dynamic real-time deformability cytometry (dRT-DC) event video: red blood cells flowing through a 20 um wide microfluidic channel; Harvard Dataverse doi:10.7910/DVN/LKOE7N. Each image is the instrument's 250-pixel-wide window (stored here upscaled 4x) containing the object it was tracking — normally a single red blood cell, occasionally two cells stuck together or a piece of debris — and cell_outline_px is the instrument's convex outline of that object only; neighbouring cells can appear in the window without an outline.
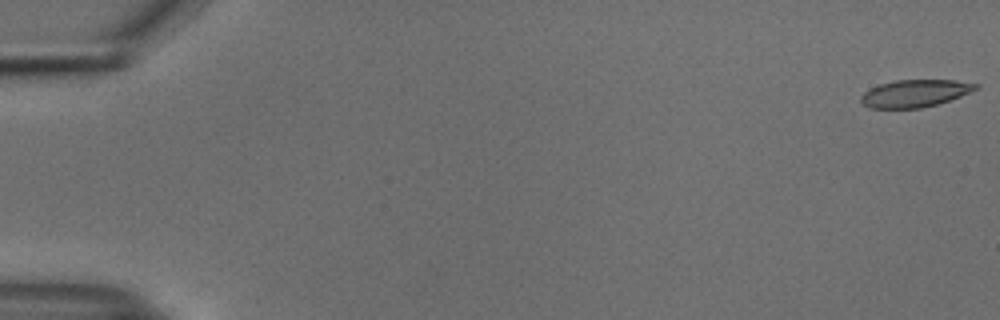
{"species": "common noctule bat (a hibernating species)", "species_latin": "Nyctalus noctula", "temperature_condition": "cold", "stored_images_in_passage": 54, "camera_frame_rate_fps": 3000, "um_per_image_px": 0.085, "animal": {"sex": "male", "body_mass_g": 18.8}, "frame": {"image": 1, "passage_image": 1, "time_ms": 0.0, "image_size_px": [1000, 320], "cell_outline_px": [[980, 88], [960, 96], [936, 104], [920, 108], [872, 108], [864, 104], [860, 100], [860, 96], [864, 92], [880, 84], [896, 80], [956, 80], [980, 84]], "centroid_in_image_um": [77.8, 7.92], "position_along_channel_um": 7.2, "area_um2": 18.15}}
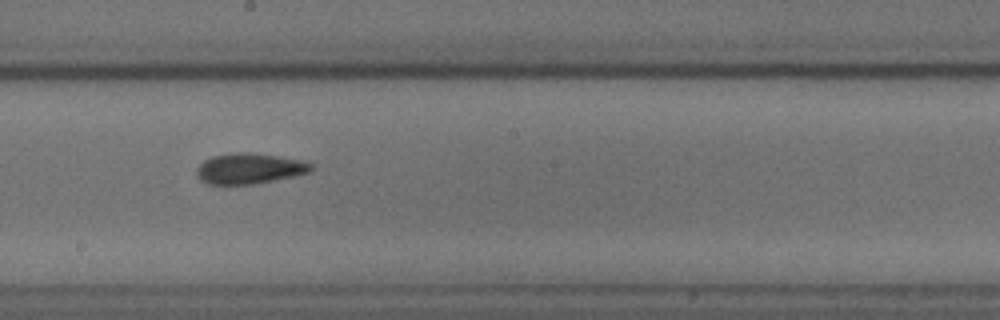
{"frame": {"image": 2, "passage_image": 31, "time_ms": 10.0, "image_size_px": [1000, 320], "cell_outline_px": [[312, 172], [252, 184], [208, 184], [200, 180], [196, 172], [196, 168], [204, 160], [212, 156], [232, 152], [248, 152], [304, 160], [312, 164]], "centroid_in_image_um": [21.18, 14.31], "position_along_channel_um": 227.0, "area_um2": 20.35}}
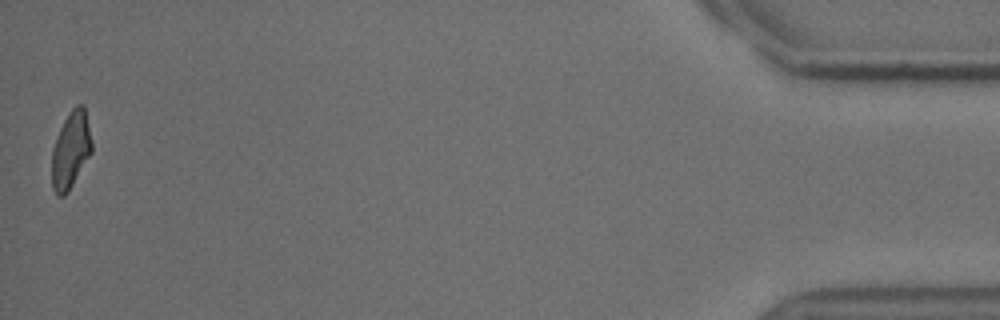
{"frame": {"image": 3, "passage_image": 54, "time_ms": 17.667, "image_size_px": [1000, 320], "cell_outline_px": [[92, 152], [68, 192], [64, 196], [56, 196], [52, 188], [52, 148], [60, 128], [68, 112], [76, 104], [84, 104], [92, 140]], "centroid_in_image_um": [6.02, 12.74], "position_along_channel_um": 429.2, "area_um2": 18.09}, "authors_computed_cell_mechanics": {"area_um2": 19.5653, "velocity_mm_per_s": 3.7656, "shape_relaxation_time_tau1_ms": 8.2418, "shape_relaxation_time_tau2_ms": 6.7162, "deformation_change_tau1": 0.1473, "deformation_change_tau2": 0.1263}}